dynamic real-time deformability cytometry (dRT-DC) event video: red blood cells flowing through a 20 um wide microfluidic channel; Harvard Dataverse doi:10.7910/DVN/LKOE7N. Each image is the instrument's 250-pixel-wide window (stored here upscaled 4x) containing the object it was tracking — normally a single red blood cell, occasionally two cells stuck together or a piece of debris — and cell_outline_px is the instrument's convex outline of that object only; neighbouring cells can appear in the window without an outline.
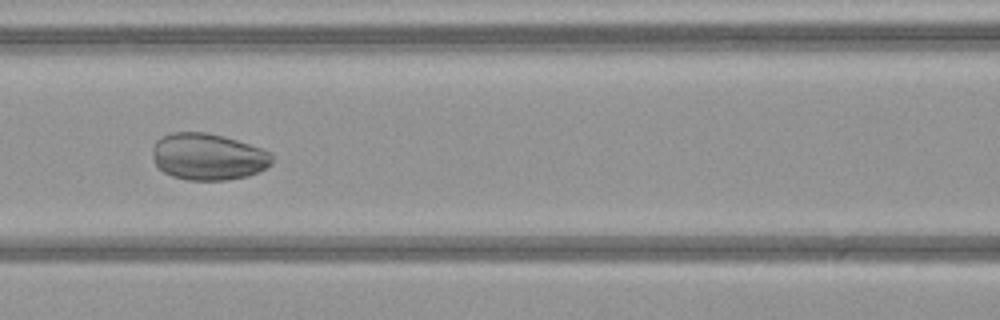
{"species": "common noctule bat (a hibernating species)", "species_latin": "Nyctalus noctula", "temperature_condition": "warm", "stored_images_in_passage": 51, "camera_frame_rate_fps": 3000, "um_per_image_px": 0.085, "animal": {"sex": "female", "body_mass_g": 21.9}, "frame": {"image": 1, "passage_image": 24, "time_ms": 7.667, "image_size_px": [1000, 320], "cell_outline_px": [[272, 164], [248, 176], [224, 180], [188, 180], [172, 176], [164, 172], [156, 164], [152, 156], [152, 148], [156, 140], [172, 132], [204, 132], [224, 136], [272, 152]], "centroid_in_image_um": [17.67, 13.32], "position_along_channel_um": 148.9, "area_um2": 32.43}}
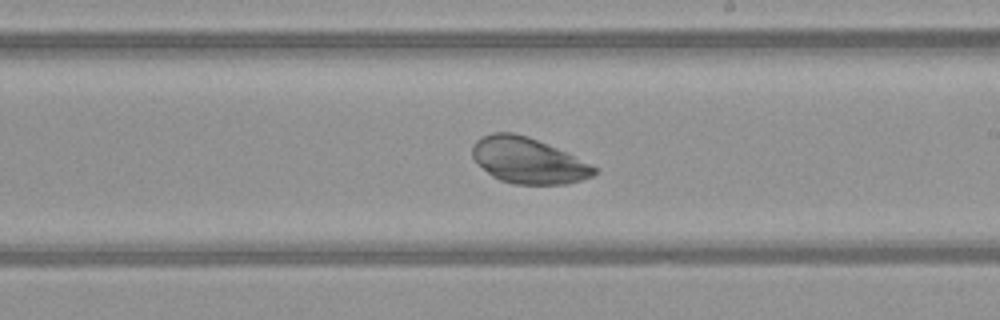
{"frame": {"image": 2, "passage_image": 31, "time_ms": 10.0, "image_size_px": [1000, 320], "cell_outline_px": [[600, 168], [592, 176], [568, 184], [512, 184], [500, 180], [492, 176], [472, 156], [472, 144], [480, 136], [492, 132], [512, 132], [528, 136], [556, 148], [592, 164]], "centroid_in_image_um": [44.89, 13.64], "position_along_channel_um": 244.1, "area_um2": 32.48}}
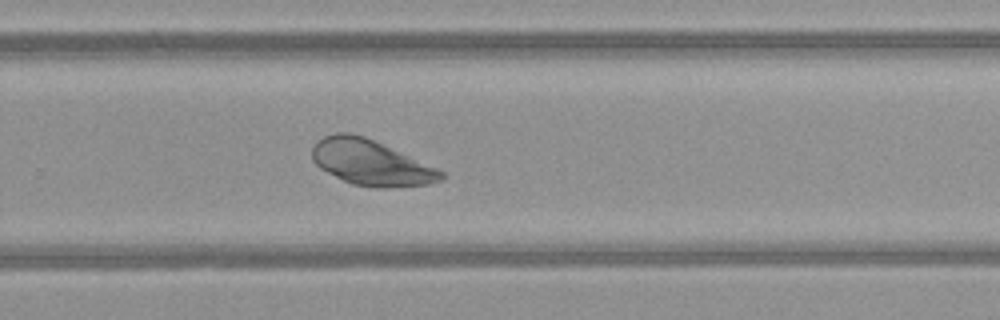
{"frame": {"image": 3, "passage_image": 35, "time_ms": 11.333, "image_size_px": [1000, 320], "cell_outline_px": [[444, 180], [428, 184], [388, 188], [376, 188], [352, 184], [320, 168], [312, 160], [312, 148], [316, 140], [324, 136], [336, 132], [348, 132], [364, 136], [436, 168], [444, 172]], "centroid_in_image_um": [31.5, 13.82], "position_along_channel_um": 298.3, "area_um2": 33.93}}